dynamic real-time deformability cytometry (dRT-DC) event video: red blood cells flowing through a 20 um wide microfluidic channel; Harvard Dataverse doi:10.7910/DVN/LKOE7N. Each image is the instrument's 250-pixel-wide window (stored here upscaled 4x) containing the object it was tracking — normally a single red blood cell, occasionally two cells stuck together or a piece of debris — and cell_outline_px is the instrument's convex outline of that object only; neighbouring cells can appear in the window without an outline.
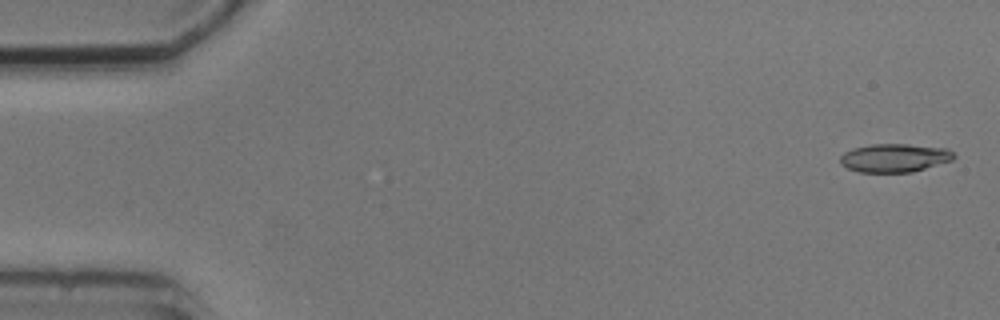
{"species": "common noctule bat (a hibernating species)", "species_latin": "Nyctalus noctula", "temperature_condition": "cold", "stored_images_in_passage": 5, "camera_frame_rate_fps": 3000, "um_per_image_px": 0.085, "animal": {"sex": "male", "body_mass_g": 20.5, "forearm_length_mm": 52.5}, "frame": {"image": 1, "passage_image": 1, "time_ms": 0.0, "image_size_px": [1000, 320], "cell_outline_px": [[956, 156], [952, 160], [912, 172], [860, 172], [848, 168], [840, 164], [840, 156], [844, 152], [852, 148], [872, 144], [908, 144], [948, 148]], "centroid_in_image_um": [76.02, 13.41], "position_along_channel_um": 9.0, "area_um2": 18.84}}
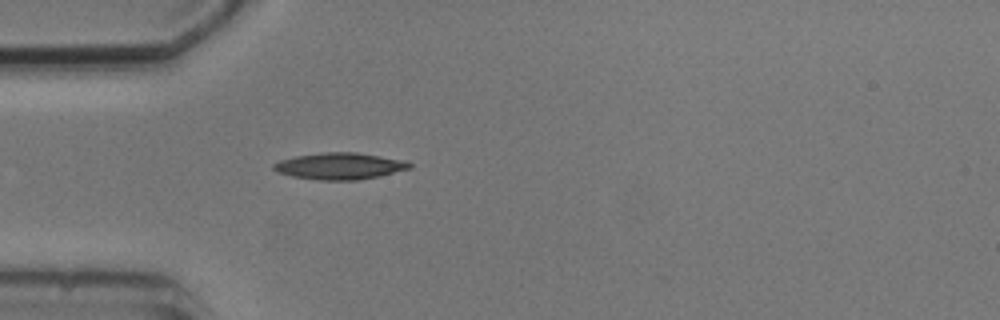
{"frame": {"image": 2, "passage_image": 5, "time_ms": 4.667, "image_size_px": [1000, 320], "cell_outline_px": [[412, 168], [380, 176], [360, 180], [320, 180], [292, 176], [276, 172], [272, 168], [272, 164], [280, 160], [296, 156], [324, 152], [356, 152], [408, 160], [412, 164]], "centroid_in_image_um": [28.92, 14.11], "position_along_channel_um": 56.1, "area_um2": 21.33}}